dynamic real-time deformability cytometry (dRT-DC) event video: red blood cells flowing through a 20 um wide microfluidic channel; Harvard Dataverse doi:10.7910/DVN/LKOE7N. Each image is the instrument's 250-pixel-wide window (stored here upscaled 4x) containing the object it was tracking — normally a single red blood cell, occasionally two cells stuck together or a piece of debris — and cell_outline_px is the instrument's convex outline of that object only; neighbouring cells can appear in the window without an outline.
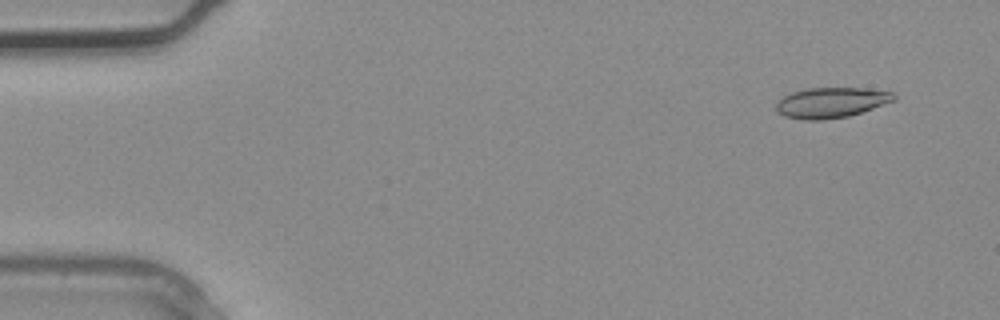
{"species": "common noctule bat (a hibernating species)", "species_latin": "Nyctalus noctula", "temperature_condition": "warm", "stored_images_in_passage": 3, "segment_of_instrument_passage": [2, 2], "camera_frame_rate_fps": 3000, "um_per_image_px": 0.085, "animal": {"sex": "male", "body_mass_g": 20.4}, "frame": {"image": 1, "passage_image": 3, "time_ms": 0.667, "image_size_px": [1000, 320], "cell_outline_px": [[896, 100], [848, 116], [820, 120], [804, 120], [784, 116], [776, 112], [776, 104], [784, 96], [792, 92], [804, 88], [864, 88], [892, 92], [896, 96]], "centroid_in_image_um": [70.62, 8.71], "position_along_channel_um": 14.4, "area_um2": 20.75}}